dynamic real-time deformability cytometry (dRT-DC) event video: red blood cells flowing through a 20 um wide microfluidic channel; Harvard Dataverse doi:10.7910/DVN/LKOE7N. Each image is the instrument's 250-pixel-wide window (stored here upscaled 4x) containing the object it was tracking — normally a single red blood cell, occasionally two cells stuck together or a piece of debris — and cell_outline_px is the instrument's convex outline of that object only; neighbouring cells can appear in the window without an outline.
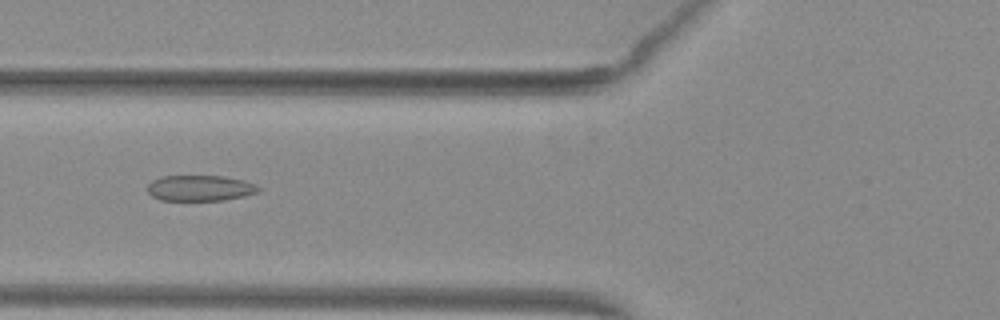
{"species": "common noctule bat (a hibernating species)", "species_latin": "Nyctalus noctula", "temperature_condition": "warm", "stored_images_in_passage": 52, "camera_frame_rate_fps": 3000, "um_per_image_px": 0.085, "animal": {"sex": "female", "body_mass_g": 29.2, "forearm_length_mm": 56.3}, "frame": {"image": 1, "passage_image": 21, "time_ms": 6.667, "image_size_px": [1000, 320], "cell_outline_px": [[260, 192], [244, 196], [224, 200], [160, 200], [152, 196], [148, 192], [148, 184], [152, 180], [160, 176], [224, 176], [244, 180], [256, 184], [260, 188]], "centroid_in_image_um": [17.02, 15.98], "position_along_channel_um": 108.8, "area_um2": 16.76}}
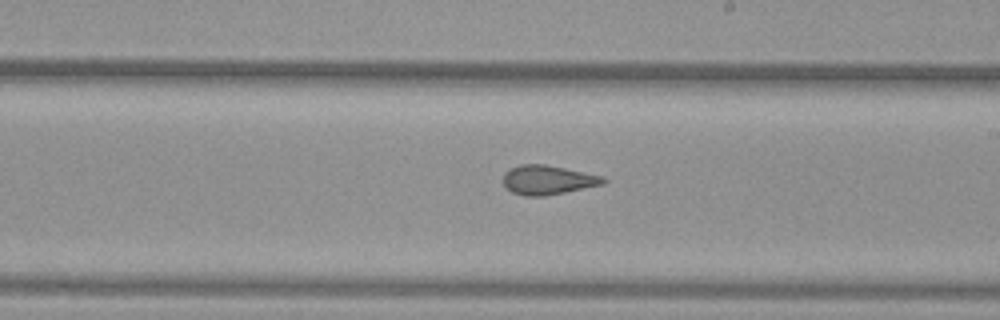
{"frame": {"image": 2, "passage_image": 31, "time_ms": 10.0, "image_size_px": [1000, 320], "cell_outline_px": [[608, 180], [604, 184], [544, 196], [524, 196], [512, 192], [504, 184], [504, 172], [508, 168], [520, 164], [544, 164], [604, 176]], "centroid_in_image_um": [46.56, 15.28], "position_along_channel_um": 242.4, "area_um2": 17.05}}
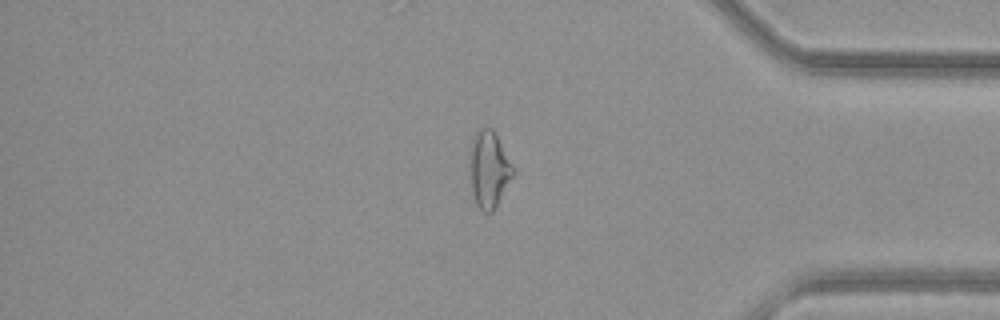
{"frame": {"image": 3, "passage_image": 44, "time_ms": 14.333, "image_size_px": [1000, 320], "cell_outline_px": [[516, 172], [492, 212], [484, 212], [476, 204], [472, 192], [468, 156], [472, 136], [480, 128], [492, 128], [516, 168]], "centroid_in_image_um": [41.56, 14.36], "position_along_channel_um": 393.6, "area_um2": 19.71}, "authors_computed_cell_mechanics": {"area_um2": 19.4786, "velocity_mm_per_s": 4.0089, "shape_relaxation_time_tau1_ms": null, "shape_relaxation_time_tau2_ms": 1.7962, "deformation_change_tau1": null, "deformation_change_tau2": 0.0929}}